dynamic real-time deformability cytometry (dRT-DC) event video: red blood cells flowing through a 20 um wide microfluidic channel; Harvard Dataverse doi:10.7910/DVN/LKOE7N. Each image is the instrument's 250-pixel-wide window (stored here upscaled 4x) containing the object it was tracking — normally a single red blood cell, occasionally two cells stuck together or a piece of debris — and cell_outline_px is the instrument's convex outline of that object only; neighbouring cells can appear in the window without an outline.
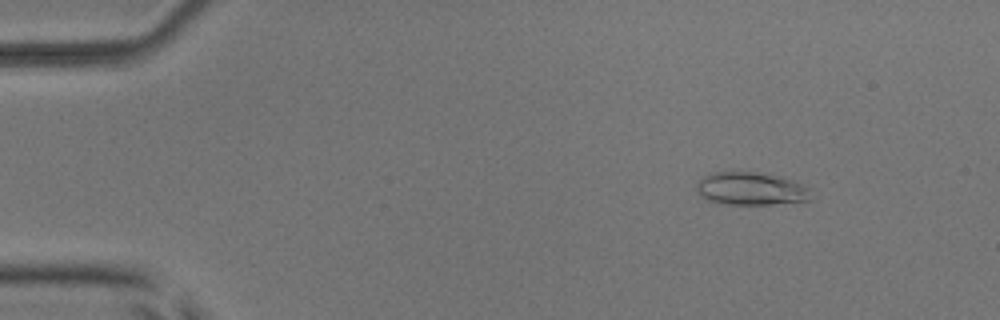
{"species": "common noctule bat (a hibernating species)", "species_latin": "Nyctalus noctula", "temperature_condition": "room temperature", "stored_images_in_passage": 50, "camera_frame_rate_fps": 3000, "um_per_image_px": 0.085, "animal": {"sex": "male", "body_mass_g": 17.9, "forearm_length_mm": 54.2}, "frame": {"image": 1, "passage_image": 4, "time_ms": 1.0, "image_size_px": [1000, 320], "cell_outline_px": [[812, 200], [772, 204], [724, 204], [708, 200], [700, 196], [696, 192], [696, 184], [704, 176], [716, 172], [756, 172], [776, 176], [800, 184], [808, 188]], "centroid_in_image_um": [63.77, 16.06], "position_along_channel_um": 21.2, "area_um2": 21.62}}
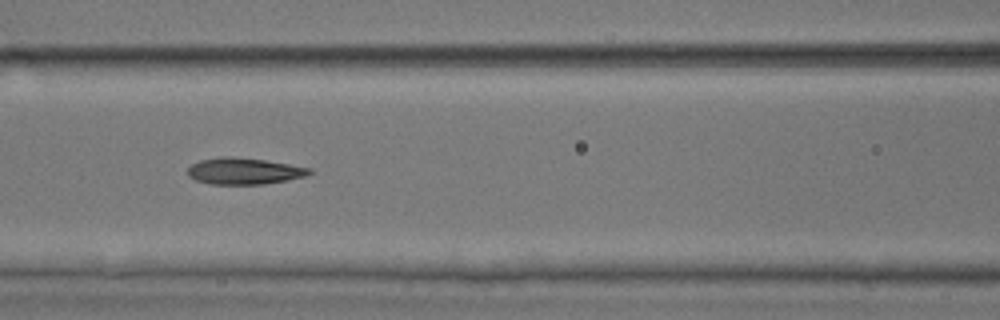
{"frame": {"image": 2, "passage_image": 21, "time_ms": 6.667, "image_size_px": [1000, 320], "cell_outline_px": [[312, 172], [304, 176], [288, 180], [264, 184], [212, 184], [196, 180], [188, 176], [188, 168], [192, 164], [200, 160], [220, 156], [228, 156], [264, 160], [312, 168]], "centroid_in_image_um": [20.73, 14.54], "position_along_channel_um": 145.9, "area_um2": 18.67}}
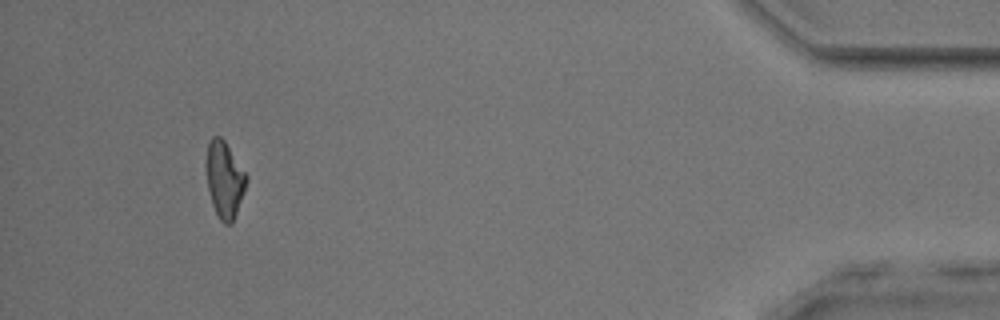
{"frame": {"image": 3, "passage_image": 47, "time_ms": 15.333, "image_size_px": [1000, 320], "cell_outline_px": [[248, 180], [244, 192], [232, 224], [224, 224], [220, 220], [212, 204], [208, 188], [204, 164], [208, 144], [212, 136], [220, 136], [224, 140], [248, 176]], "centroid_in_image_um": [19.07, 15.25], "position_along_channel_um": 416.1, "area_um2": 18.03}, "authors_computed_cell_mechanics": {"area_um2": 18.5249, "velocity_mm_per_s": 3.8829, "shape_relaxation_time_tau1_ms": 4.3543, "shape_relaxation_time_tau2_ms": 1.6026, "deformation_change_tau1": 0.1437, "deformation_change_tau2": 0.0848}}